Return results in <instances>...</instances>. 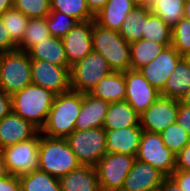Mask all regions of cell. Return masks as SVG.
<instances>
[{
	"label": "cell",
	"mask_w": 190,
	"mask_h": 191,
	"mask_svg": "<svg viewBox=\"0 0 190 191\" xmlns=\"http://www.w3.org/2000/svg\"><path fill=\"white\" fill-rule=\"evenodd\" d=\"M81 107V92L70 90L56 95L40 132L52 138H67L75 130Z\"/></svg>",
	"instance_id": "1"
},
{
	"label": "cell",
	"mask_w": 190,
	"mask_h": 191,
	"mask_svg": "<svg viewBox=\"0 0 190 191\" xmlns=\"http://www.w3.org/2000/svg\"><path fill=\"white\" fill-rule=\"evenodd\" d=\"M55 96L52 91L31 83L11 96L12 111L41 130Z\"/></svg>",
	"instance_id": "2"
},
{
	"label": "cell",
	"mask_w": 190,
	"mask_h": 191,
	"mask_svg": "<svg viewBox=\"0 0 190 191\" xmlns=\"http://www.w3.org/2000/svg\"><path fill=\"white\" fill-rule=\"evenodd\" d=\"M80 166L66 138H52L40 132L39 170L60 179Z\"/></svg>",
	"instance_id": "3"
},
{
	"label": "cell",
	"mask_w": 190,
	"mask_h": 191,
	"mask_svg": "<svg viewBox=\"0 0 190 191\" xmlns=\"http://www.w3.org/2000/svg\"><path fill=\"white\" fill-rule=\"evenodd\" d=\"M93 50L100 53L109 63L112 72H126L131 66L130 44L119 32L105 29L93 20Z\"/></svg>",
	"instance_id": "4"
},
{
	"label": "cell",
	"mask_w": 190,
	"mask_h": 191,
	"mask_svg": "<svg viewBox=\"0 0 190 191\" xmlns=\"http://www.w3.org/2000/svg\"><path fill=\"white\" fill-rule=\"evenodd\" d=\"M32 83L31 59L27 52L0 53V89L13 95Z\"/></svg>",
	"instance_id": "5"
},
{
	"label": "cell",
	"mask_w": 190,
	"mask_h": 191,
	"mask_svg": "<svg viewBox=\"0 0 190 191\" xmlns=\"http://www.w3.org/2000/svg\"><path fill=\"white\" fill-rule=\"evenodd\" d=\"M66 140L83 166L95 167L106 154V130L103 127L74 130Z\"/></svg>",
	"instance_id": "6"
},
{
	"label": "cell",
	"mask_w": 190,
	"mask_h": 191,
	"mask_svg": "<svg viewBox=\"0 0 190 191\" xmlns=\"http://www.w3.org/2000/svg\"><path fill=\"white\" fill-rule=\"evenodd\" d=\"M112 73L107 60L92 50L87 56L70 68L71 90L81 93L90 92L97 83Z\"/></svg>",
	"instance_id": "7"
},
{
	"label": "cell",
	"mask_w": 190,
	"mask_h": 191,
	"mask_svg": "<svg viewBox=\"0 0 190 191\" xmlns=\"http://www.w3.org/2000/svg\"><path fill=\"white\" fill-rule=\"evenodd\" d=\"M40 131L25 141L1 149L9 174L21 176L39 169Z\"/></svg>",
	"instance_id": "8"
},
{
	"label": "cell",
	"mask_w": 190,
	"mask_h": 191,
	"mask_svg": "<svg viewBox=\"0 0 190 191\" xmlns=\"http://www.w3.org/2000/svg\"><path fill=\"white\" fill-rule=\"evenodd\" d=\"M136 159L152 165L165 176L175 170L176 154L165 146L160 133L143 131Z\"/></svg>",
	"instance_id": "9"
},
{
	"label": "cell",
	"mask_w": 190,
	"mask_h": 191,
	"mask_svg": "<svg viewBox=\"0 0 190 191\" xmlns=\"http://www.w3.org/2000/svg\"><path fill=\"white\" fill-rule=\"evenodd\" d=\"M136 156L106 153L95 166L101 191H121Z\"/></svg>",
	"instance_id": "10"
},
{
	"label": "cell",
	"mask_w": 190,
	"mask_h": 191,
	"mask_svg": "<svg viewBox=\"0 0 190 191\" xmlns=\"http://www.w3.org/2000/svg\"><path fill=\"white\" fill-rule=\"evenodd\" d=\"M70 68L31 59L32 83L59 95L71 90Z\"/></svg>",
	"instance_id": "11"
},
{
	"label": "cell",
	"mask_w": 190,
	"mask_h": 191,
	"mask_svg": "<svg viewBox=\"0 0 190 191\" xmlns=\"http://www.w3.org/2000/svg\"><path fill=\"white\" fill-rule=\"evenodd\" d=\"M126 84L125 101L141 115L160 96L156 90L142 75L139 70L129 69L124 72Z\"/></svg>",
	"instance_id": "12"
},
{
	"label": "cell",
	"mask_w": 190,
	"mask_h": 191,
	"mask_svg": "<svg viewBox=\"0 0 190 191\" xmlns=\"http://www.w3.org/2000/svg\"><path fill=\"white\" fill-rule=\"evenodd\" d=\"M179 100L159 96L157 100L140 115L143 131L161 133L176 122Z\"/></svg>",
	"instance_id": "13"
},
{
	"label": "cell",
	"mask_w": 190,
	"mask_h": 191,
	"mask_svg": "<svg viewBox=\"0 0 190 191\" xmlns=\"http://www.w3.org/2000/svg\"><path fill=\"white\" fill-rule=\"evenodd\" d=\"M183 56L172 46L165 47L157 57L146 66L139 69L145 79L161 92Z\"/></svg>",
	"instance_id": "14"
},
{
	"label": "cell",
	"mask_w": 190,
	"mask_h": 191,
	"mask_svg": "<svg viewBox=\"0 0 190 191\" xmlns=\"http://www.w3.org/2000/svg\"><path fill=\"white\" fill-rule=\"evenodd\" d=\"M93 20L78 22L62 38L68 65L71 67L92 50Z\"/></svg>",
	"instance_id": "15"
},
{
	"label": "cell",
	"mask_w": 190,
	"mask_h": 191,
	"mask_svg": "<svg viewBox=\"0 0 190 191\" xmlns=\"http://www.w3.org/2000/svg\"><path fill=\"white\" fill-rule=\"evenodd\" d=\"M166 176L152 165L136 159L128 172L121 191L158 190Z\"/></svg>",
	"instance_id": "16"
},
{
	"label": "cell",
	"mask_w": 190,
	"mask_h": 191,
	"mask_svg": "<svg viewBox=\"0 0 190 191\" xmlns=\"http://www.w3.org/2000/svg\"><path fill=\"white\" fill-rule=\"evenodd\" d=\"M39 131L31 122L11 111L0 120V150L33 138Z\"/></svg>",
	"instance_id": "17"
},
{
	"label": "cell",
	"mask_w": 190,
	"mask_h": 191,
	"mask_svg": "<svg viewBox=\"0 0 190 191\" xmlns=\"http://www.w3.org/2000/svg\"><path fill=\"white\" fill-rule=\"evenodd\" d=\"M108 108L109 102L96 98L90 92L82 93V107L76 119L75 130L102 127Z\"/></svg>",
	"instance_id": "18"
},
{
	"label": "cell",
	"mask_w": 190,
	"mask_h": 191,
	"mask_svg": "<svg viewBox=\"0 0 190 191\" xmlns=\"http://www.w3.org/2000/svg\"><path fill=\"white\" fill-rule=\"evenodd\" d=\"M142 132L141 126L106 130V153L136 156Z\"/></svg>",
	"instance_id": "19"
},
{
	"label": "cell",
	"mask_w": 190,
	"mask_h": 191,
	"mask_svg": "<svg viewBox=\"0 0 190 191\" xmlns=\"http://www.w3.org/2000/svg\"><path fill=\"white\" fill-rule=\"evenodd\" d=\"M135 8L130 0H108L103 9L94 17L99 26L119 32L123 21Z\"/></svg>",
	"instance_id": "20"
},
{
	"label": "cell",
	"mask_w": 190,
	"mask_h": 191,
	"mask_svg": "<svg viewBox=\"0 0 190 191\" xmlns=\"http://www.w3.org/2000/svg\"><path fill=\"white\" fill-rule=\"evenodd\" d=\"M140 126V115L125 100L109 103L102 127L115 130Z\"/></svg>",
	"instance_id": "21"
},
{
	"label": "cell",
	"mask_w": 190,
	"mask_h": 191,
	"mask_svg": "<svg viewBox=\"0 0 190 191\" xmlns=\"http://www.w3.org/2000/svg\"><path fill=\"white\" fill-rule=\"evenodd\" d=\"M61 191H101L95 167L83 166L59 179Z\"/></svg>",
	"instance_id": "22"
},
{
	"label": "cell",
	"mask_w": 190,
	"mask_h": 191,
	"mask_svg": "<svg viewBox=\"0 0 190 191\" xmlns=\"http://www.w3.org/2000/svg\"><path fill=\"white\" fill-rule=\"evenodd\" d=\"M30 59L45 60L51 64L70 67L65 53L64 43L62 38L49 37L42 42H38L28 52Z\"/></svg>",
	"instance_id": "23"
},
{
	"label": "cell",
	"mask_w": 190,
	"mask_h": 191,
	"mask_svg": "<svg viewBox=\"0 0 190 191\" xmlns=\"http://www.w3.org/2000/svg\"><path fill=\"white\" fill-rule=\"evenodd\" d=\"M90 93L96 98H100L109 103L125 100L126 84L124 73H110L102 78Z\"/></svg>",
	"instance_id": "24"
},
{
	"label": "cell",
	"mask_w": 190,
	"mask_h": 191,
	"mask_svg": "<svg viewBox=\"0 0 190 191\" xmlns=\"http://www.w3.org/2000/svg\"><path fill=\"white\" fill-rule=\"evenodd\" d=\"M190 89V66L182 58L167 79L160 96L179 100Z\"/></svg>",
	"instance_id": "25"
},
{
	"label": "cell",
	"mask_w": 190,
	"mask_h": 191,
	"mask_svg": "<svg viewBox=\"0 0 190 191\" xmlns=\"http://www.w3.org/2000/svg\"><path fill=\"white\" fill-rule=\"evenodd\" d=\"M172 44H161L142 39L130 44V57L132 70H139L153 61L157 55L167 46Z\"/></svg>",
	"instance_id": "26"
},
{
	"label": "cell",
	"mask_w": 190,
	"mask_h": 191,
	"mask_svg": "<svg viewBox=\"0 0 190 191\" xmlns=\"http://www.w3.org/2000/svg\"><path fill=\"white\" fill-rule=\"evenodd\" d=\"M185 0H147V8L173 28L184 17Z\"/></svg>",
	"instance_id": "27"
},
{
	"label": "cell",
	"mask_w": 190,
	"mask_h": 191,
	"mask_svg": "<svg viewBox=\"0 0 190 191\" xmlns=\"http://www.w3.org/2000/svg\"><path fill=\"white\" fill-rule=\"evenodd\" d=\"M149 11L146 7H135L123 21L119 33L126 42L131 44L142 40L146 15Z\"/></svg>",
	"instance_id": "28"
},
{
	"label": "cell",
	"mask_w": 190,
	"mask_h": 191,
	"mask_svg": "<svg viewBox=\"0 0 190 191\" xmlns=\"http://www.w3.org/2000/svg\"><path fill=\"white\" fill-rule=\"evenodd\" d=\"M19 179L21 191H61L59 179L39 169L19 176Z\"/></svg>",
	"instance_id": "29"
},
{
	"label": "cell",
	"mask_w": 190,
	"mask_h": 191,
	"mask_svg": "<svg viewBox=\"0 0 190 191\" xmlns=\"http://www.w3.org/2000/svg\"><path fill=\"white\" fill-rule=\"evenodd\" d=\"M142 39L161 44H172V28L158 15L149 11L146 15V23L142 32Z\"/></svg>",
	"instance_id": "30"
},
{
	"label": "cell",
	"mask_w": 190,
	"mask_h": 191,
	"mask_svg": "<svg viewBox=\"0 0 190 191\" xmlns=\"http://www.w3.org/2000/svg\"><path fill=\"white\" fill-rule=\"evenodd\" d=\"M51 37L46 18H32L28 20L22 42L18 50L28 52L33 46Z\"/></svg>",
	"instance_id": "31"
},
{
	"label": "cell",
	"mask_w": 190,
	"mask_h": 191,
	"mask_svg": "<svg viewBox=\"0 0 190 191\" xmlns=\"http://www.w3.org/2000/svg\"><path fill=\"white\" fill-rule=\"evenodd\" d=\"M51 11L66 14L78 22L94 20V15L89 11L86 0H50Z\"/></svg>",
	"instance_id": "32"
},
{
	"label": "cell",
	"mask_w": 190,
	"mask_h": 191,
	"mask_svg": "<svg viewBox=\"0 0 190 191\" xmlns=\"http://www.w3.org/2000/svg\"><path fill=\"white\" fill-rule=\"evenodd\" d=\"M1 18L12 41L18 46L22 42L29 18L14 7L1 14Z\"/></svg>",
	"instance_id": "33"
},
{
	"label": "cell",
	"mask_w": 190,
	"mask_h": 191,
	"mask_svg": "<svg viewBox=\"0 0 190 191\" xmlns=\"http://www.w3.org/2000/svg\"><path fill=\"white\" fill-rule=\"evenodd\" d=\"M160 135L165 146L175 154H178L190 142V134L177 122L168 126Z\"/></svg>",
	"instance_id": "34"
},
{
	"label": "cell",
	"mask_w": 190,
	"mask_h": 191,
	"mask_svg": "<svg viewBox=\"0 0 190 191\" xmlns=\"http://www.w3.org/2000/svg\"><path fill=\"white\" fill-rule=\"evenodd\" d=\"M13 7L29 19L46 18L51 12L50 0H14Z\"/></svg>",
	"instance_id": "35"
},
{
	"label": "cell",
	"mask_w": 190,
	"mask_h": 191,
	"mask_svg": "<svg viewBox=\"0 0 190 191\" xmlns=\"http://www.w3.org/2000/svg\"><path fill=\"white\" fill-rule=\"evenodd\" d=\"M48 29L53 37L63 38L78 21L58 11H51L46 17Z\"/></svg>",
	"instance_id": "36"
},
{
	"label": "cell",
	"mask_w": 190,
	"mask_h": 191,
	"mask_svg": "<svg viewBox=\"0 0 190 191\" xmlns=\"http://www.w3.org/2000/svg\"><path fill=\"white\" fill-rule=\"evenodd\" d=\"M172 46L182 56L190 53V20L185 17L172 28Z\"/></svg>",
	"instance_id": "37"
},
{
	"label": "cell",
	"mask_w": 190,
	"mask_h": 191,
	"mask_svg": "<svg viewBox=\"0 0 190 191\" xmlns=\"http://www.w3.org/2000/svg\"><path fill=\"white\" fill-rule=\"evenodd\" d=\"M16 49L17 45L12 41L0 15V53L9 52Z\"/></svg>",
	"instance_id": "38"
},
{
	"label": "cell",
	"mask_w": 190,
	"mask_h": 191,
	"mask_svg": "<svg viewBox=\"0 0 190 191\" xmlns=\"http://www.w3.org/2000/svg\"><path fill=\"white\" fill-rule=\"evenodd\" d=\"M175 170L190 171V142L176 154Z\"/></svg>",
	"instance_id": "39"
},
{
	"label": "cell",
	"mask_w": 190,
	"mask_h": 191,
	"mask_svg": "<svg viewBox=\"0 0 190 191\" xmlns=\"http://www.w3.org/2000/svg\"><path fill=\"white\" fill-rule=\"evenodd\" d=\"M0 191H21L19 176L8 174L0 179Z\"/></svg>",
	"instance_id": "40"
},
{
	"label": "cell",
	"mask_w": 190,
	"mask_h": 191,
	"mask_svg": "<svg viewBox=\"0 0 190 191\" xmlns=\"http://www.w3.org/2000/svg\"><path fill=\"white\" fill-rule=\"evenodd\" d=\"M176 122L190 134V107L178 105Z\"/></svg>",
	"instance_id": "41"
},
{
	"label": "cell",
	"mask_w": 190,
	"mask_h": 191,
	"mask_svg": "<svg viewBox=\"0 0 190 191\" xmlns=\"http://www.w3.org/2000/svg\"><path fill=\"white\" fill-rule=\"evenodd\" d=\"M171 177L182 191H190V171L174 170Z\"/></svg>",
	"instance_id": "42"
},
{
	"label": "cell",
	"mask_w": 190,
	"mask_h": 191,
	"mask_svg": "<svg viewBox=\"0 0 190 191\" xmlns=\"http://www.w3.org/2000/svg\"><path fill=\"white\" fill-rule=\"evenodd\" d=\"M12 111L11 95L0 89V120Z\"/></svg>",
	"instance_id": "43"
},
{
	"label": "cell",
	"mask_w": 190,
	"mask_h": 191,
	"mask_svg": "<svg viewBox=\"0 0 190 191\" xmlns=\"http://www.w3.org/2000/svg\"><path fill=\"white\" fill-rule=\"evenodd\" d=\"M159 191H182L177 182L171 177L166 176L159 188Z\"/></svg>",
	"instance_id": "44"
},
{
	"label": "cell",
	"mask_w": 190,
	"mask_h": 191,
	"mask_svg": "<svg viewBox=\"0 0 190 191\" xmlns=\"http://www.w3.org/2000/svg\"><path fill=\"white\" fill-rule=\"evenodd\" d=\"M108 0H86L89 11L95 16L106 5Z\"/></svg>",
	"instance_id": "45"
},
{
	"label": "cell",
	"mask_w": 190,
	"mask_h": 191,
	"mask_svg": "<svg viewBox=\"0 0 190 191\" xmlns=\"http://www.w3.org/2000/svg\"><path fill=\"white\" fill-rule=\"evenodd\" d=\"M14 0H0V15L13 7Z\"/></svg>",
	"instance_id": "46"
},
{
	"label": "cell",
	"mask_w": 190,
	"mask_h": 191,
	"mask_svg": "<svg viewBox=\"0 0 190 191\" xmlns=\"http://www.w3.org/2000/svg\"><path fill=\"white\" fill-rule=\"evenodd\" d=\"M8 171L6 169L5 161L3 154L0 151V179L6 177L8 175Z\"/></svg>",
	"instance_id": "47"
},
{
	"label": "cell",
	"mask_w": 190,
	"mask_h": 191,
	"mask_svg": "<svg viewBox=\"0 0 190 191\" xmlns=\"http://www.w3.org/2000/svg\"><path fill=\"white\" fill-rule=\"evenodd\" d=\"M179 104L190 107V89L179 99Z\"/></svg>",
	"instance_id": "48"
},
{
	"label": "cell",
	"mask_w": 190,
	"mask_h": 191,
	"mask_svg": "<svg viewBox=\"0 0 190 191\" xmlns=\"http://www.w3.org/2000/svg\"><path fill=\"white\" fill-rule=\"evenodd\" d=\"M184 17L190 20V0H185Z\"/></svg>",
	"instance_id": "49"
},
{
	"label": "cell",
	"mask_w": 190,
	"mask_h": 191,
	"mask_svg": "<svg viewBox=\"0 0 190 191\" xmlns=\"http://www.w3.org/2000/svg\"><path fill=\"white\" fill-rule=\"evenodd\" d=\"M135 7H146L147 8V0H130Z\"/></svg>",
	"instance_id": "50"
},
{
	"label": "cell",
	"mask_w": 190,
	"mask_h": 191,
	"mask_svg": "<svg viewBox=\"0 0 190 191\" xmlns=\"http://www.w3.org/2000/svg\"><path fill=\"white\" fill-rule=\"evenodd\" d=\"M183 58L186 60V62H187L188 65L190 66V53L184 55Z\"/></svg>",
	"instance_id": "51"
}]
</instances>
